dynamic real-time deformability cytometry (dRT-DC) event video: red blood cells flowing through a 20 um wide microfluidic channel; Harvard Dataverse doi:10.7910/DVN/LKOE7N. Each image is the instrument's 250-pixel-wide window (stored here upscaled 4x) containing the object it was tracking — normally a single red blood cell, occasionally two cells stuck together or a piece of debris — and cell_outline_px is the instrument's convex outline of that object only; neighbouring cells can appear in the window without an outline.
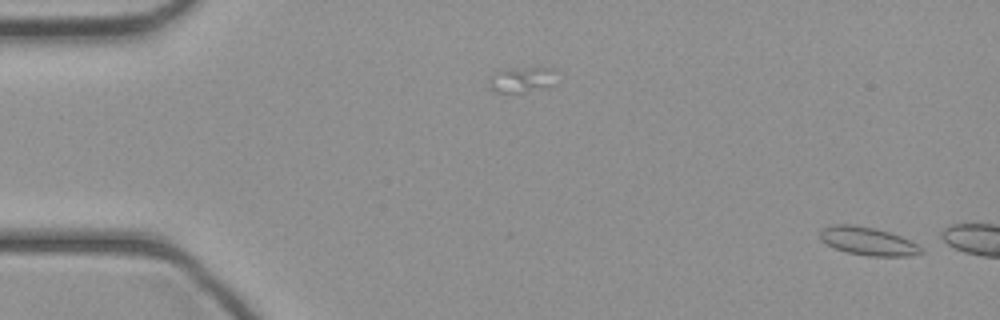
{"species": "common noctule bat (a hibernating species)", "species_latin": "Nyctalus noctula", "temperature_condition": "cold", "stored_images_in_passage": 5, "camera_frame_rate_fps": 3000, "um_per_image_px": 0.085, "animal": {"sex": "female", "body_mass_g": 21.9}, "frame": {"image": 1, "passage_image": 2, "time_ms": 0.333, "image_size_px": [1000, 320], "cell_outline_px": [[924, 252], [908, 256], [868, 256], [848, 252], [836, 248], [820, 240], [820, 228], [832, 224], [856, 224], [876, 228], [900, 236], [924, 248]], "centroid_in_image_um": [73.75, 20.48], "position_along_channel_um": 11.2, "area_um2": 16.65}}